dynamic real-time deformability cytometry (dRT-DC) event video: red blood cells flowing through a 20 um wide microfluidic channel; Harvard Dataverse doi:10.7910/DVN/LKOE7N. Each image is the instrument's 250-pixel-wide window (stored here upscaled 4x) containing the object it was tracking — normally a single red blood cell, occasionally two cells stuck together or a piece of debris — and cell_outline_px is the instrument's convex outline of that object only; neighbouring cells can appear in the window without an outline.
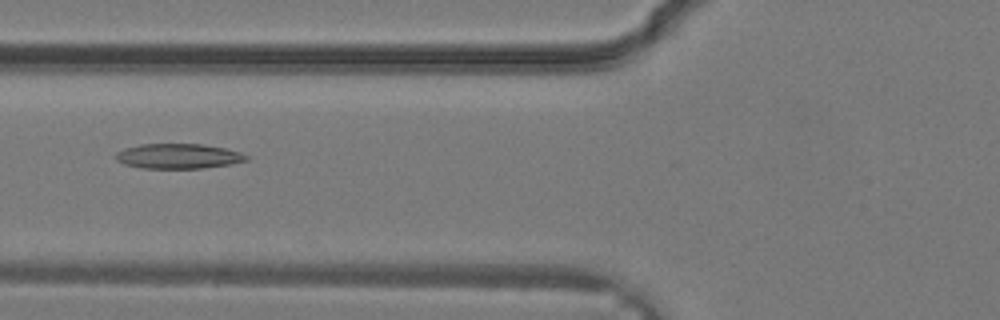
{"species": "common noctule bat (a hibernating species)", "species_latin": "Nyctalus noctula", "temperature_condition": "warm", "stored_images_in_passage": 19, "camera_frame_rate_fps": 3000, "um_per_image_px": 0.085, "animal": {"sex": "male", "body_mass_g": 19.2, "forearm_length_mm": 51.8}, "frame": {"image": 1, "passage_image": 3, "time_ms": 0.667, "image_size_px": [1000, 320], "cell_outline_px": [[248, 160], [232, 164], [200, 168], [144, 168], [124, 164], [116, 160], [116, 152], [124, 148], [140, 144], [204, 144], [224, 148], [240, 152], [248, 156]], "centroid_in_image_um": [15.16, 13.27], "position_along_channel_um": 110.6, "area_um2": 18.96}}
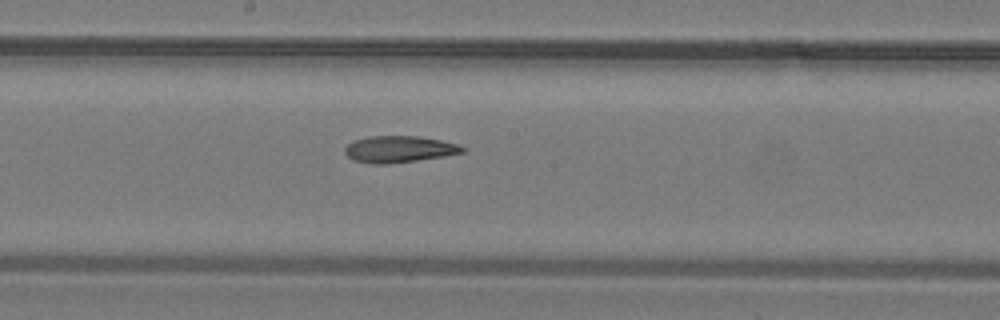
{"frame": {"image": 2, "passage_image": 8, "time_ms": 2.333, "image_size_px": [1000, 320], "cell_outline_px": [[464, 152], [444, 156], [388, 164], [372, 164], [352, 160], [344, 152], [344, 148], [352, 140], [372, 136], [416, 136], [440, 140], [460, 144], [464, 148]], "centroid_in_image_um": [33.89, 12.68], "position_along_channel_um": 214.3, "area_um2": 18.21}}
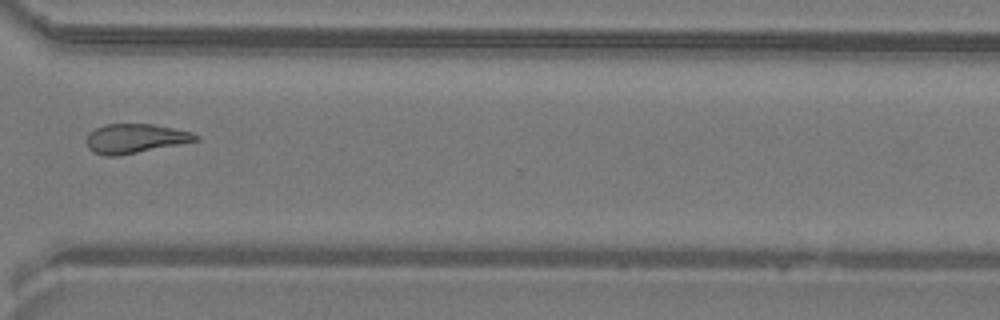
{"frame": {"image": 3, "passage_image": 15, "time_ms": 4.667, "image_size_px": [1000, 320], "cell_outline_px": [[200, 140], [180, 144], [116, 156], [104, 156], [92, 152], [88, 148], [88, 136], [96, 128], [104, 124], [152, 124], [192, 132], [200, 136]], "centroid_in_image_um": [11.51, 11.77], "position_along_channel_um": 359.1, "area_um2": 18.44}}